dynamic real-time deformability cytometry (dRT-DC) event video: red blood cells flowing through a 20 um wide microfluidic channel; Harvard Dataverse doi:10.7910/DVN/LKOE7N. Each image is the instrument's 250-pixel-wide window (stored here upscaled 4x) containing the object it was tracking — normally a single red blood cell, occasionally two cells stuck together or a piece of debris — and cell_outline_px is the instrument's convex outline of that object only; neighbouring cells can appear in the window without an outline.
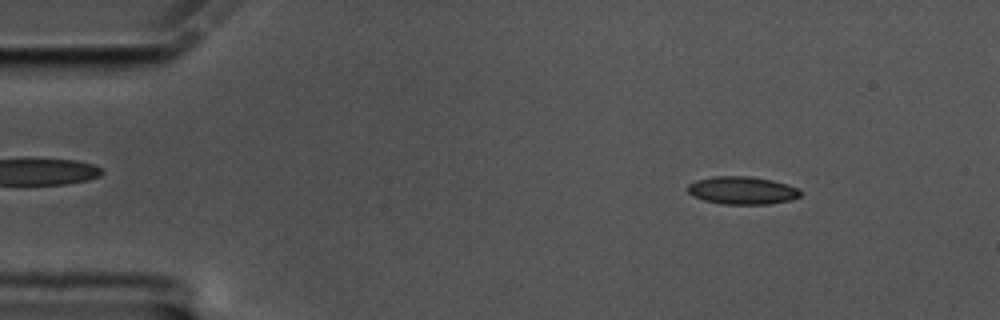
{"species": "common noctule bat (a hibernating species)", "species_latin": "Nyctalus noctula", "temperature_condition": "cold", "stored_images_in_passage": 58, "camera_frame_rate_fps": 3000, "um_per_image_px": 0.085, "animal": {"sex": "male", "body_mass_g": 17.5, "forearm_length_mm": 52.3}, "frame": {"image": 1, "passage_image": 7, "time_ms": 2.0, "image_size_px": [1000, 320], "cell_outline_px": [[800, 196], [792, 200], [768, 204], [720, 204], [704, 200], [692, 196], [688, 192], [688, 184], [696, 180], [712, 176], [748, 176], [772, 180], [788, 184], [796, 188], [800, 192]], "centroid_in_image_um": [63.06, 16.18], "position_along_channel_um": 21.9, "area_um2": 18.32}}
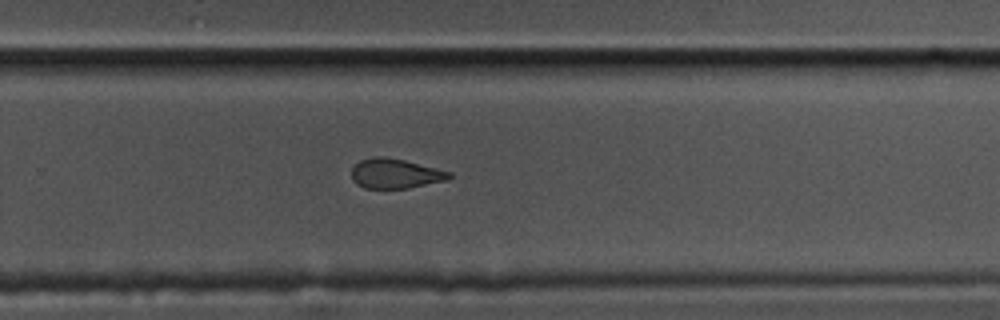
{"frame": {"image": 2, "passage_image": 38, "time_ms": 12.333, "image_size_px": [1000, 320], "cell_outline_px": [[452, 176], [448, 180], [408, 188], [364, 188], [356, 184], [352, 180], [352, 168], [360, 160], [372, 156], [384, 156], [404, 160], [452, 172]], "centroid_in_image_um": [33.59, 14.75], "position_along_channel_um": 296.2, "area_um2": 16.99}}
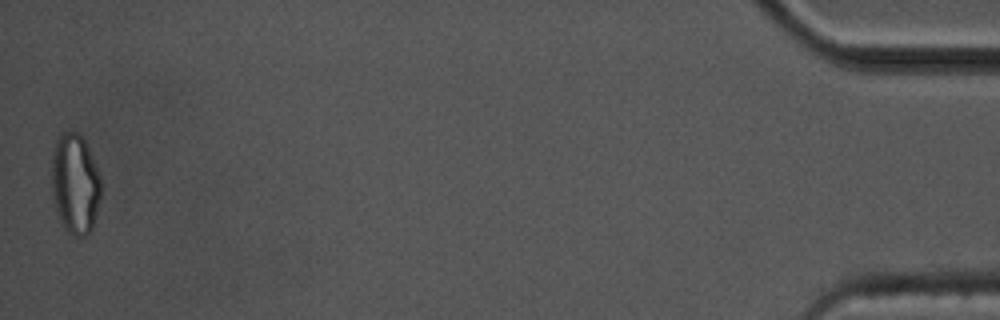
{"frame": {"image": 3, "passage_image": 58, "time_ms": 19.0, "image_size_px": [1000, 320], "cell_outline_px": [[100, 196], [92, 228], [88, 236], [72, 236], [64, 228], [60, 220], [56, 208], [52, 188], [52, 152], [56, 140], [64, 132], [80, 132], [88, 148], [100, 176]], "centroid_in_image_um": [6.38, 15.63], "position_along_channel_um": 428.8, "area_um2": 28.55}, "authors_computed_cell_mechanics": {"area_um2": 18.1781, "velocity_mm_per_s": 3.3913, "shape_relaxation_time_tau1_ms": null, "shape_relaxation_time_tau2_ms": 2.1476, "deformation_change_tau1": null, "deformation_change_tau2": 0.0667}}